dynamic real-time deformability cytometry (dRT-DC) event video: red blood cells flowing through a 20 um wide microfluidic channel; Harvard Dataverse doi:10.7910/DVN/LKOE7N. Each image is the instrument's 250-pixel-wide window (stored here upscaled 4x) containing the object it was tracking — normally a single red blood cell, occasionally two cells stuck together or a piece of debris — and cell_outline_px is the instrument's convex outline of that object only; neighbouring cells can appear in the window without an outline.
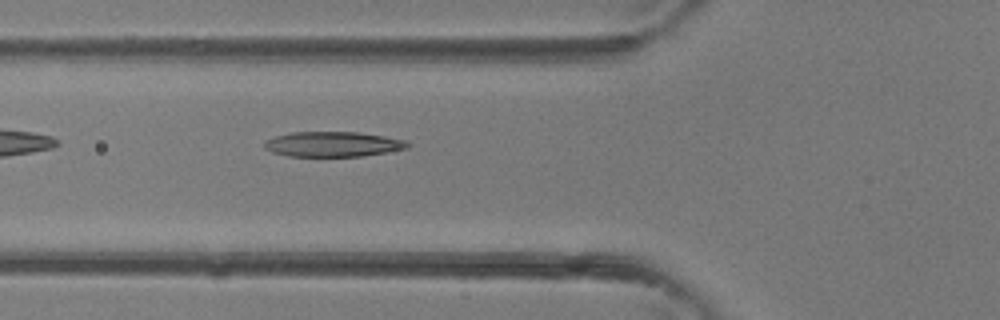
{"species": "common noctule bat (a hibernating species)", "species_latin": "Nyctalus noctula", "temperature_condition": "room temperature", "stored_images_in_passage": 4, "camera_frame_rate_fps": 3000, "um_per_image_px": 0.085, "animal": {"sex": "female"}, "frame": {"image": 1, "passage_image": 4, "time_ms": 1.0, "image_size_px": [1000, 320], "cell_outline_px": [[412, 144], [408, 148], [364, 156], [288, 156], [272, 152], [264, 148], [264, 140], [276, 136], [292, 132], [360, 132], [408, 140]], "centroid_in_image_um": [28.33, 12.25], "position_along_channel_um": 97.5, "area_um2": 21.1}}